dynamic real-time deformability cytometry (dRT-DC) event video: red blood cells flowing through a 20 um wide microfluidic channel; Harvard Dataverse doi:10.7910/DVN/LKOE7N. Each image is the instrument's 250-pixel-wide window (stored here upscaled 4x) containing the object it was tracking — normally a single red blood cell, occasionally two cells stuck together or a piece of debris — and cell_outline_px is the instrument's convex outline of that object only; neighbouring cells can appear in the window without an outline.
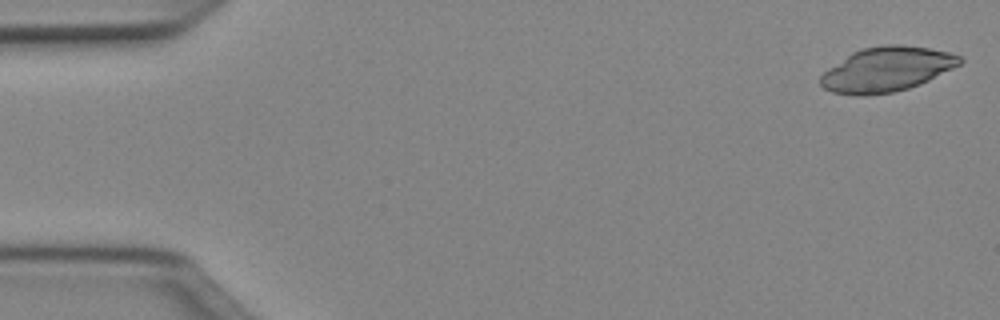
{"species": "Egyptian fruit bat (a non-hibernating species)", "species_latin": "Rousettus aegyptiacus", "temperature_condition": "cold", "stored_images_in_passage": 49, "camera_frame_rate_fps": 3000, "um_per_image_px": 0.085, "animal": {"sex": "female"}, "frame": {"image": 1, "passage_image": 1, "time_ms": 0.0, "image_size_px": [1000, 320], "cell_outline_px": [[964, 60], [960, 64], [920, 84], [908, 88], [892, 92], [864, 96], [856, 96], [832, 92], [824, 88], [820, 84], [820, 76], [828, 68], [852, 52], [860, 48], [884, 44], [900, 44], [928, 48], [948, 52], [960, 56]], "centroid_in_image_um": [75.33, 5.89], "position_along_channel_um": 9.7, "area_um2": 36.18}}